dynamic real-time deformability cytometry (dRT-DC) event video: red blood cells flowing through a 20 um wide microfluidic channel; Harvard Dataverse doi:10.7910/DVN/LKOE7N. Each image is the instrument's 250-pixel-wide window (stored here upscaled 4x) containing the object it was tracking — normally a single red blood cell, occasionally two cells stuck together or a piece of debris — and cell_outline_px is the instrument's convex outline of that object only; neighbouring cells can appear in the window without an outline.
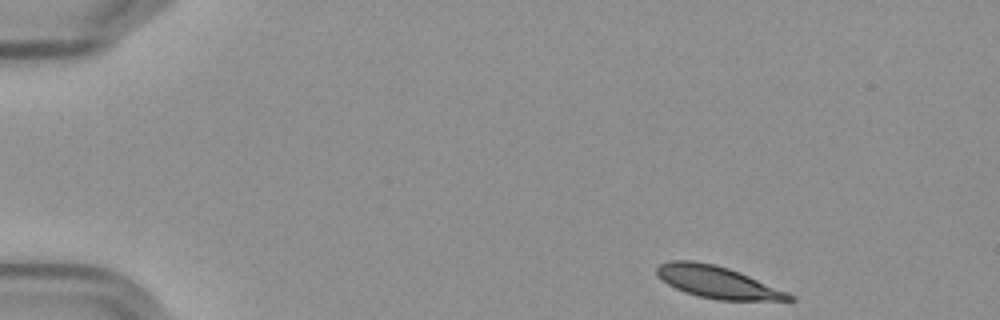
{"species": "Egyptian fruit bat (a non-hibernating species)", "species_latin": "Rousettus aegyptiacus", "temperature_condition": "cold", "stored_images_in_passage": 51, "camera_frame_rate_fps": 3000, "um_per_image_px": 0.085, "frame": {"image": 1, "passage_image": 1, "time_ms": 0.0, "image_size_px": [1000, 320], "cell_outline_px": [[796, 300], [720, 300], [696, 296], [684, 292], [668, 284], [656, 276], [656, 268], [660, 264], [672, 260], [692, 260], [716, 264], [740, 272], [788, 292], [796, 296]], "centroid_in_image_um": [60.97, 23.98], "position_along_channel_um": 24.0, "area_um2": 24.8}}
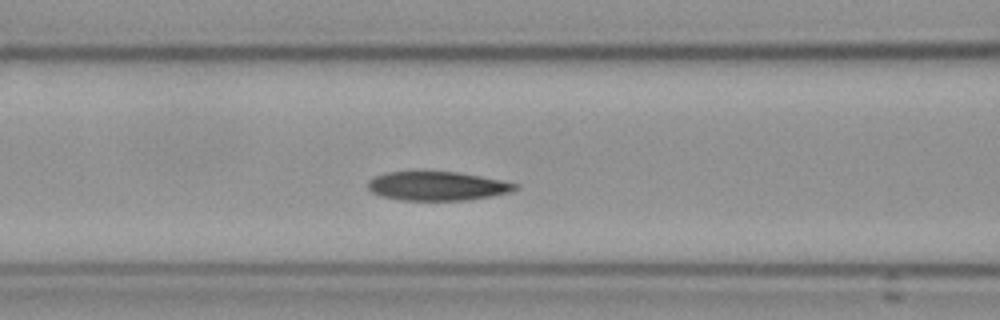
{"frame": {"image": 2, "passage_image": 18, "time_ms": 5.667, "image_size_px": [1000, 320], "cell_outline_px": [[520, 188], [512, 192], [492, 196], [468, 200], [400, 200], [380, 196], [372, 192], [368, 188], [368, 180], [384, 172], [456, 172], [480, 176], [520, 184]], "centroid_in_image_um": [37.2, 15.82], "position_along_channel_um": 129.4, "area_um2": 24.91}}
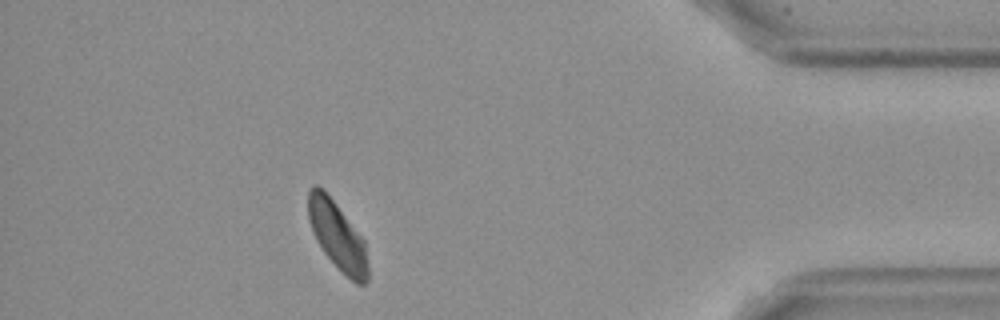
{"frame": {"image": 3, "passage_image": 45, "time_ms": 14.667, "image_size_px": [1000, 320], "cell_outline_px": [[368, 280], [364, 284], [356, 284], [324, 252], [316, 240], [312, 232], [308, 220], [308, 192], [316, 184], [324, 188], [364, 240], [368, 264]], "centroid_in_image_um": [28.66, 20.0], "position_along_channel_um": 406.5, "area_um2": 23.35}, "authors_computed_cell_mechanics": {"area_um2": 25.0274, "velocity_mm_per_s": 3.5378, "shape_relaxation_time_tau1_ms": 5.9202, "shape_relaxation_time_tau2_ms": 5.6322, "deformation_change_tau1": 0.1498, "deformation_change_tau2": 0.0827}}